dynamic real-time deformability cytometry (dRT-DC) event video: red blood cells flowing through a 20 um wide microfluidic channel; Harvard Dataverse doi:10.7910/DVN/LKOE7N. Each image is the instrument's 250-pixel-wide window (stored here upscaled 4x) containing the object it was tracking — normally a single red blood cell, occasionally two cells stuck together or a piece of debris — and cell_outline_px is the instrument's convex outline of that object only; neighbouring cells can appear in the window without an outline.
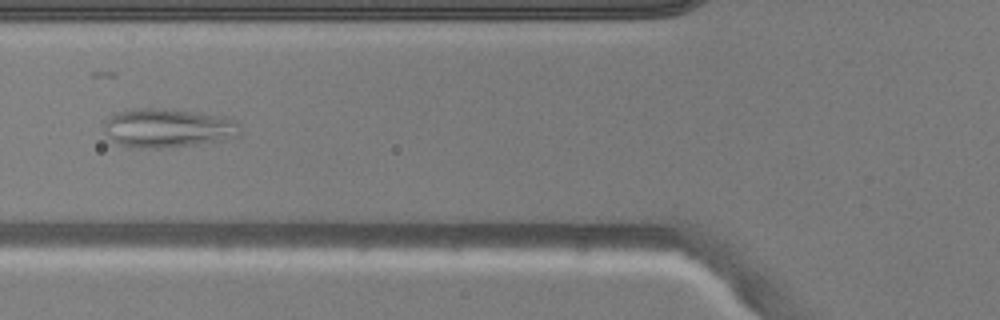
{"species": "common noctule bat (a hibernating species)", "species_latin": "Nyctalus noctula", "temperature_condition": "warm", "stored_images_in_passage": 36, "camera_frame_rate_fps": 3000, "um_per_image_px": 0.085, "animal": {"sex": "male", "body_mass_g": 20.5, "forearm_length_mm": 52.5}, "frame": {"image": 1, "passage_image": 5, "time_ms": 1.333, "image_size_px": [1000, 320], "cell_outline_px": [[240, 136], [220, 140], [196, 144], [160, 148], [136, 148], [120, 144], [112, 140], [108, 136], [104, 128], [104, 120], [120, 112], [132, 108], [164, 108], [228, 116], [240, 124]], "centroid_in_image_um": [14.3, 10.87], "position_along_channel_um": 111.5, "area_um2": 30.98}}
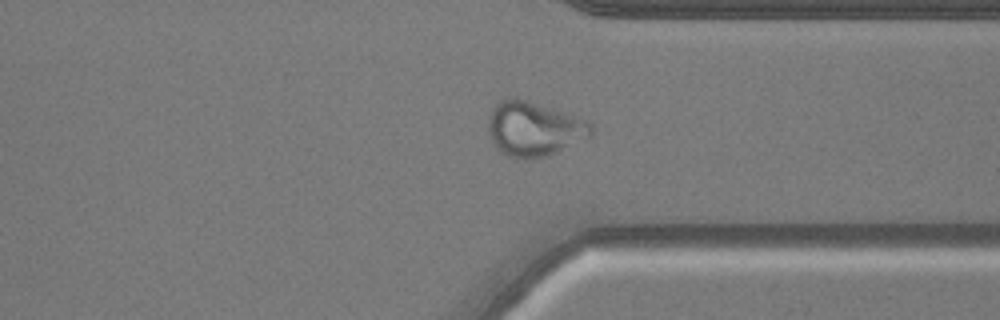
{"frame": {"image": 2, "passage_image": 24, "time_ms": 7.667, "image_size_px": [1000, 320], "cell_outline_px": [[592, 136], [544, 156], [508, 156], [496, 148], [492, 140], [488, 128], [488, 116], [492, 108], [500, 100], [508, 96], [516, 96], [580, 116], [592, 124]], "centroid_in_image_um": [45.38, 10.87], "position_along_channel_um": 366.0, "area_um2": 32.54}}
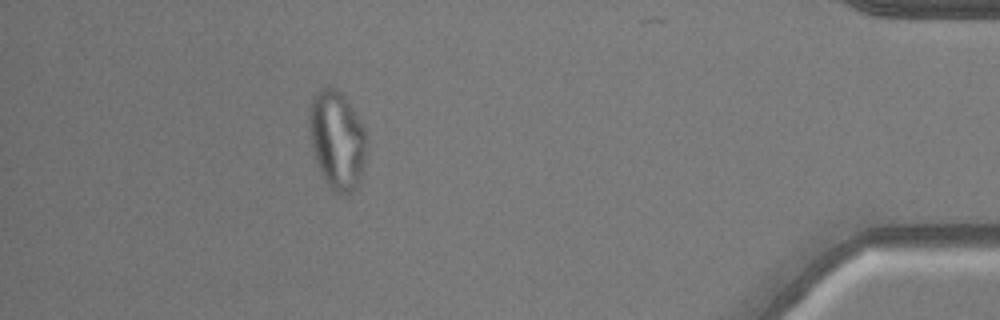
{"frame": {"image": 3, "passage_image": 31, "time_ms": 10.0, "image_size_px": [1000, 320], "cell_outline_px": [[368, 152], [360, 180], [356, 188], [352, 192], [344, 196], [336, 192], [324, 180], [316, 164], [312, 148], [308, 128], [308, 104], [312, 96], [320, 88], [328, 84], [336, 88], [348, 100], [360, 120], [364, 128]], "centroid_in_image_um": [28.63, 11.86], "position_along_channel_um": 406.6, "area_um2": 33.93}}